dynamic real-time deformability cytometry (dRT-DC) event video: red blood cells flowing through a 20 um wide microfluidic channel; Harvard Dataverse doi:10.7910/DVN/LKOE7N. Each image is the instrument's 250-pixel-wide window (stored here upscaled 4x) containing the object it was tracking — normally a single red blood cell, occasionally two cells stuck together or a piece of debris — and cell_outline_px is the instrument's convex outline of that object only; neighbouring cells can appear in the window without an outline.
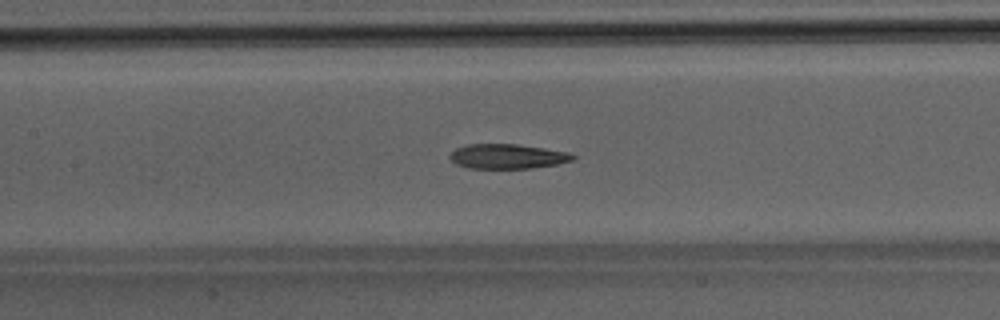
{"species": "Egyptian fruit bat (a non-hibernating species)", "species_latin": "Rousettus aegyptiacus", "temperature_condition": "room temperature", "stored_images_in_passage": 37, "camera_frame_rate_fps": 3000, "um_per_image_px": 0.085, "animal": {"sex": "male"}, "frame": {"image": 1, "passage_image": 10, "time_ms": 3.0, "image_size_px": [1000, 320], "cell_outline_px": [[576, 156], [572, 160], [556, 164], [532, 168], [468, 168], [456, 164], [448, 156], [456, 148], [468, 144], [516, 144], [544, 148], [568, 152]], "centroid_in_image_um": [43.11, 13.29], "position_along_channel_um": 164.3, "area_um2": 17.57}}
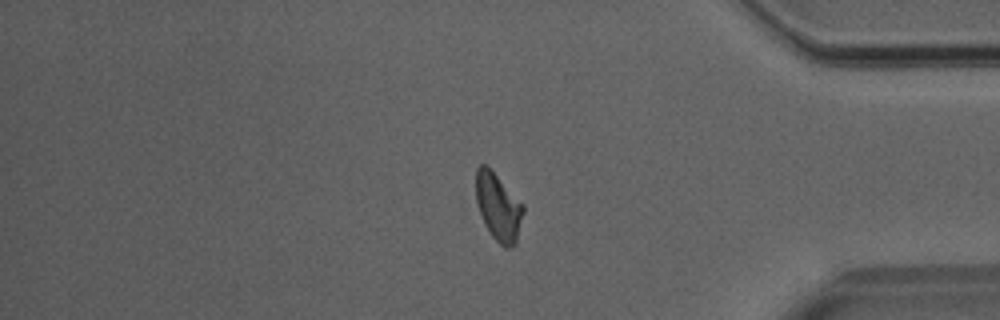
{"frame": {"image": 2, "passage_image": 28, "time_ms": 9.0, "image_size_px": [1000, 320], "cell_outline_px": [[524, 212], [516, 244], [512, 248], [504, 248], [492, 236], [484, 224], [476, 200], [476, 168], [480, 164], [484, 164], [524, 204]], "centroid_in_image_um": [42.37, 17.64], "position_along_channel_um": 392.8, "area_um2": 18.44}}
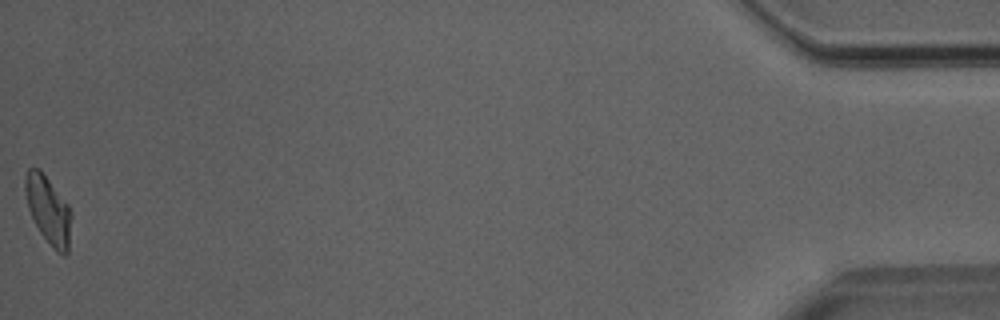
{"frame": {"image": 3, "passage_image": 36, "time_ms": 11.667, "image_size_px": [1000, 320], "cell_outline_px": [[72, 216], [68, 252], [64, 256], [56, 252], [52, 248], [40, 232], [28, 208], [24, 192], [24, 176], [28, 168], [40, 168], [68, 204]], "centroid_in_image_um": [4.1, 17.84], "position_along_channel_um": 431.1, "area_um2": 18.44}}